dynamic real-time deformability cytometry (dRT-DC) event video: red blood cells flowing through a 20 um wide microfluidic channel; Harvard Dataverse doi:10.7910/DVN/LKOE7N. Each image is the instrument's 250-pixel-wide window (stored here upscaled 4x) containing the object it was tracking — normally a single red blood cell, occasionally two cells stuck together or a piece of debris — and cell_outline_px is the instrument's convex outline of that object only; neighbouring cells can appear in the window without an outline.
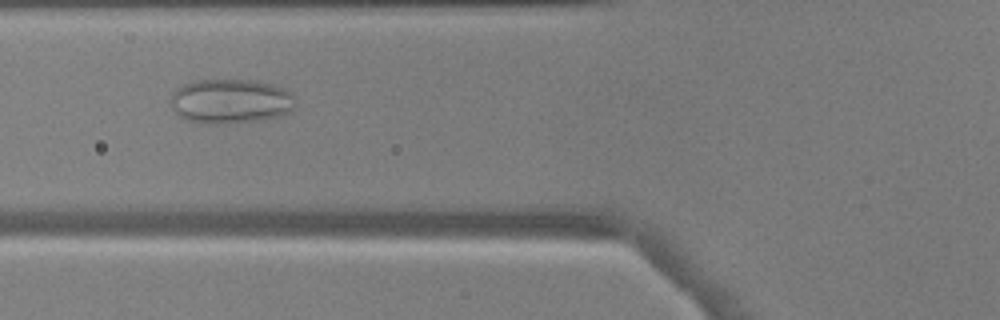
{"species": "common noctule bat (a hibernating species)", "species_latin": "Nyctalus noctula", "temperature_condition": "warm", "stored_images_in_passage": 54, "camera_frame_rate_fps": 3000, "um_per_image_px": 0.085, "animal": {"sex": "male", "body_mass_g": 17.9, "forearm_length_mm": 54.2}, "frame": {"image": 1, "passage_image": 21, "time_ms": 6.667, "image_size_px": [1000, 320], "cell_outline_px": [[296, 96], [292, 112], [280, 116], [260, 120], [216, 124], [208, 124], [188, 120], [180, 116], [172, 108], [168, 100], [172, 92], [180, 84], [196, 80], [252, 80], [272, 84], [284, 88]], "centroid_in_image_um": [19.59, 8.59], "position_along_channel_um": 106.2, "area_um2": 32.83}}
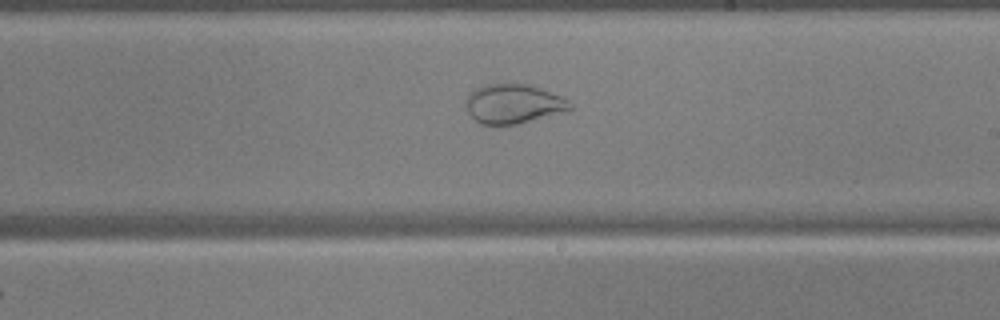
{"frame": {"image": 2, "passage_image": 32, "time_ms": 10.333, "image_size_px": [1000, 320], "cell_outline_px": [[572, 108], [516, 124], [480, 124], [468, 112], [464, 104], [464, 100], [476, 88], [484, 84], [528, 84], [564, 96], [572, 104]], "centroid_in_image_um": [43.6, 8.8], "position_along_channel_um": 245.4, "area_um2": 23.52}}
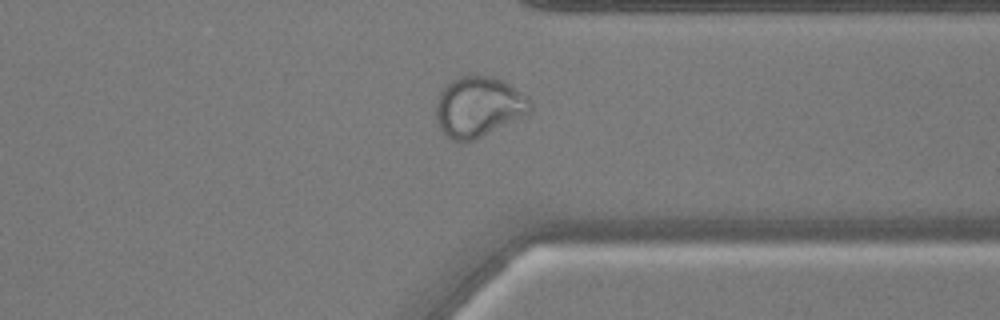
{"frame": {"image": 3, "passage_image": 42, "time_ms": 13.667, "image_size_px": [1000, 320], "cell_outline_px": [[532, 108], [528, 112], [472, 140], [452, 140], [440, 128], [436, 120], [436, 100], [444, 84], [460, 76], [476, 72], [492, 76], [508, 84], [532, 100]], "centroid_in_image_um": [40.62, 9.0], "position_along_channel_um": 370.8, "area_um2": 32.71}}